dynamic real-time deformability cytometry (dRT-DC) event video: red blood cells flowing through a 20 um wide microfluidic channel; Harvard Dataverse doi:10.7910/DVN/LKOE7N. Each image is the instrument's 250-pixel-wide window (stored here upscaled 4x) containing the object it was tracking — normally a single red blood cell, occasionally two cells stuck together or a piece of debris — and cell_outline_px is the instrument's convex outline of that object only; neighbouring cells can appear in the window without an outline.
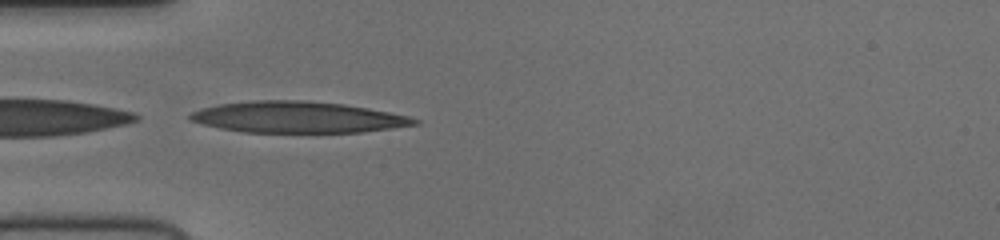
{"species": "human", "species_latin": "Homo sapiens", "temperature_condition": "cold", "stored_images_in_passage": 36, "camera_frame_rate_fps": 3000, "um_per_image_px": 0.085, "donor": {"sex": "female"}, "frame": {"image": 1, "passage_image": 1, "time_ms": 0.0, "image_size_px": [1000, 240], "cell_outline_px": [[420, 124], [360, 132], [244, 132], [220, 128], [204, 124], [192, 120], [188, 116], [192, 112], [204, 108], [220, 104], [252, 100], [304, 100], [344, 104], [368, 108], [408, 116], [420, 120]], "centroid_in_image_um": [25.33, 9.95], "position_along_channel_um": 59.7, "area_um2": 40.52}}
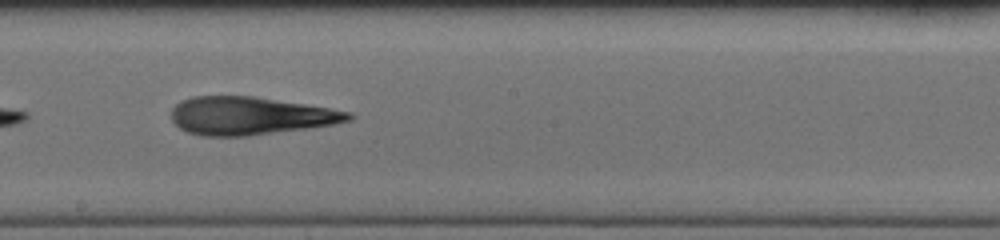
{"frame": {"image": 2, "passage_image": 14, "time_ms": 4.333, "image_size_px": [1000, 240], "cell_outline_px": [[356, 116], [352, 120], [332, 124], [248, 136], [204, 136], [188, 132], [180, 128], [172, 120], [172, 108], [176, 104], [192, 96], [252, 96], [304, 104], [352, 112]], "centroid_in_image_um": [21.26, 9.84], "position_along_channel_um": 226.9, "area_um2": 38.78}}
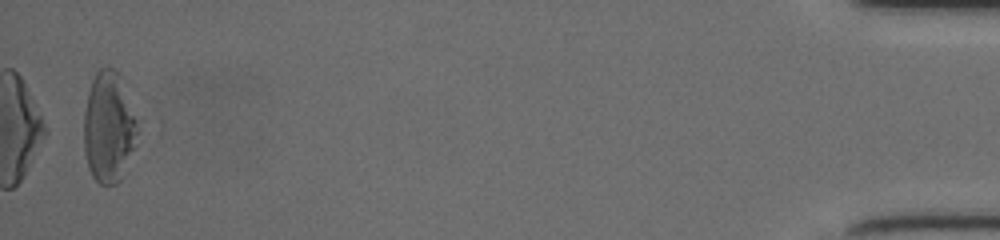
{"frame": {"image": 3, "passage_image": 36, "time_ms": 11.667, "image_size_px": [1000, 240], "cell_outline_px": [[144, 120], [136, 144], [124, 176], [116, 184], [100, 184], [92, 176], [88, 168], [84, 152], [84, 112], [88, 92], [92, 80], [96, 72], [100, 68], [112, 68], [124, 76], [128, 80]], "centroid_in_image_um": [9.39, 10.71], "position_along_channel_um": 425.8, "area_um2": 37.57}}